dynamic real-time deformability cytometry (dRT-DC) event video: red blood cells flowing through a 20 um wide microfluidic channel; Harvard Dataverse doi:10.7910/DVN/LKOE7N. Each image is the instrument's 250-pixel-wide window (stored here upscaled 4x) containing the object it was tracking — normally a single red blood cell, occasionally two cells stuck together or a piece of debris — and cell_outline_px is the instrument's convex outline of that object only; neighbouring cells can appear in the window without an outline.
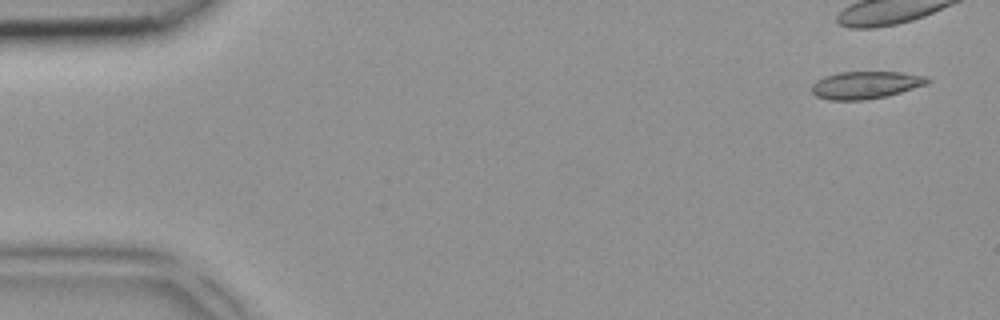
{"species": "common noctule bat (a hibernating species)", "species_latin": "Nyctalus noctula", "temperature_condition": "room temperature", "stored_images_in_passage": 4, "camera_frame_rate_fps": 3000, "um_per_image_px": 0.085, "animal": {"sex": "female", "body_mass_g": 18.4}, "frame": {"image": 1, "passage_image": 1, "time_ms": 0.0, "image_size_px": [1000, 320], "cell_outline_px": [[932, 80], [928, 84], [888, 96], [864, 100], [828, 100], [816, 96], [812, 92], [812, 84], [816, 80], [824, 76], [840, 72], [900, 72], [928, 76]], "centroid_in_image_um": [73.6, 7.22], "position_along_channel_um": 11.4, "area_um2": 18.73}}